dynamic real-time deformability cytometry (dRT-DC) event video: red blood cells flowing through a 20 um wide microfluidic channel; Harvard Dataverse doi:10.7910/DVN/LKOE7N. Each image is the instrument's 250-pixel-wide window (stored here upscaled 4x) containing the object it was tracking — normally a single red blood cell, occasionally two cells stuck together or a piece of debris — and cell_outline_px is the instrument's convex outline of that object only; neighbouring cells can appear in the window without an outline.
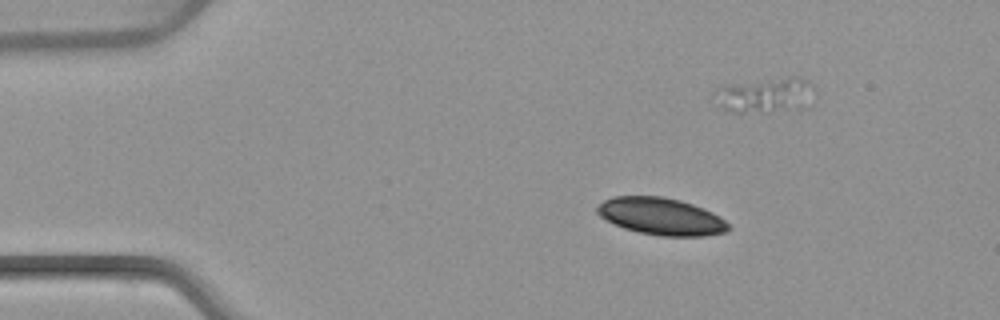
{"species": "common noctule bat (a hibernating species)", "species_latin": "Nyctalus noctula", "temperature_condition": "warm", "stored_images_in_passage": 5, "segment_of_instrument_passage": [1, 2], "camera_frame_rate_fps": 3000, "um_per_image_px": 0.085, "animal": {"sex": "female", "body_mass_g": 22.7, "forearm_length_mm": 54.2}, "frame": {"image": 1, "passage_image": 1, "time_ms": 0.0, "image_size_px": [1000, 320], "cell_outline_px": [[732, 228], [728, 232], [704, 236], [660, 236], [640, 232], [624, 228], [604, 220], [596, 212], [596, 208], [604, 200], [616, 196], [660, 196], [680, 200], [704, 208], [720, 216]], "centroid_in_image_um": [56.21, 18.4], "position_along_channel_um": 28.8, "area_um2": 28.5}}
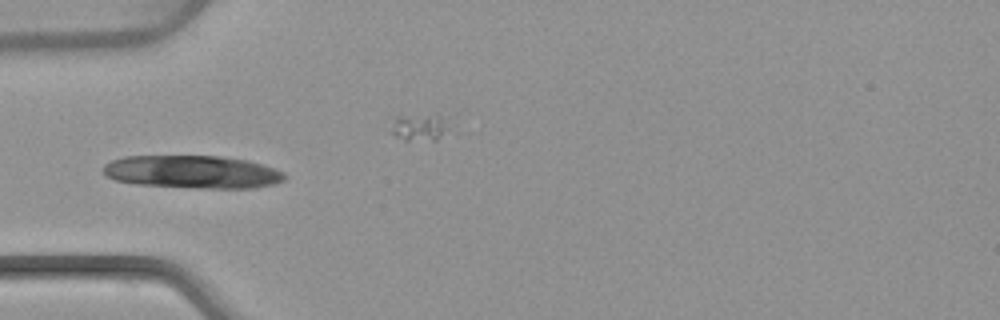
{"frame": {"image": 2, "passage_image": 3, "time_ms": 2.667, "image_size_px": [1000, 320], "cell_outline_px": [[284, 180], [272, 184], [252, 188], [200, 188], [136, 184], [116, 180], [108, 176], [104, 172], [104, 164], [112, 160], [124, 156], [220, 156], [248, 160], [284, 172]], "centroid_in_image_um": [16.35, 14.61], "position_along_channel_um": 68.7, "area_um2": 34.51}}